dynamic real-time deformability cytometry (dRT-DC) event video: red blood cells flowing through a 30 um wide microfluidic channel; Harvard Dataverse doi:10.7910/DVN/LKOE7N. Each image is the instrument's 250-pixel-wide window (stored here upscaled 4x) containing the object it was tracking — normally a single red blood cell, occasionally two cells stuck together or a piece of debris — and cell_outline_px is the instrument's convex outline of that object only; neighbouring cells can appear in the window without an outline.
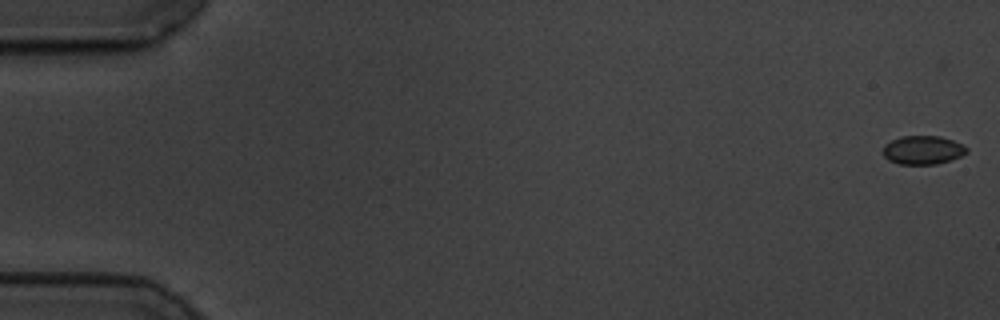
{"species": "common noctule bat (a hibernating species)", "species_latin": "Nyctalus noctula", "temperature_condition": "cold", "stored_images_in_passage": 8, "camera_frame_rate_fps": 3000, "um_per_image_px": 0.085, "animal": {"sex": "male", "body_mass_g": 19.5, "forearm_length_mm": 54.6}, "frame": {"image": 1, "passage_image": 1, "time_ms": 0.0, "image_size_px": [1000, 320], "cell_outline_px": [[968, 152], [952, 160], [936, 164], [900, 164], [888, 160], [884, 156], [884, 144], [900, 136], [940, 136], [964, 144], [968, 148]], "centroid_in_image_um": [78.47, 12.75], "position_along_channel_um": 6.5, "area_um2": 14.05}}